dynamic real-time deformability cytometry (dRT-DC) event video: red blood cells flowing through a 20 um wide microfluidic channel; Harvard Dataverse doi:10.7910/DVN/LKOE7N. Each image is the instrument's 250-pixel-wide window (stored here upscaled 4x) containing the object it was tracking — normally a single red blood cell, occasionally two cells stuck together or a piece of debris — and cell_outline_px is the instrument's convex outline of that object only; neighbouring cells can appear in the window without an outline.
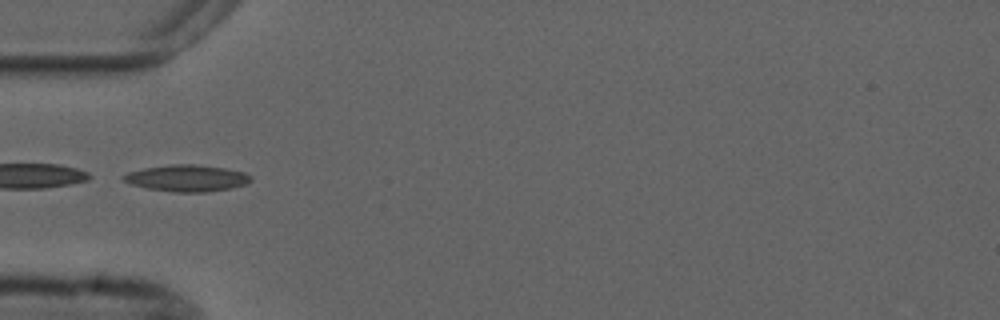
{"species": "common noctule bat (a hibernating species)", "species_latin": "Nyctalus noctula", "temperature_condition": "cold", "stored_images_in_passage": 2, "camera_frame_rate_fps": 3000, "um_per_image_px": 0.085, "animal": {"sex": "male", "forearm_length_mm": 52.5}, "frame": {"image": 1, "passage_image": 1, "time_ms": 0.0, "image_size_px": [1000, 320], "cell_outline_px": [[252, 180], [244, 184], [232, 188], [204, 192], [172, 192], [148, 188], [132, 184], [124, 180], [120, 176], [128, 172], [144, 168], [172, 164], [192, 164], [224, 168], [244, 172], [252, 176]], "centroid_in_image_um": [15.89, 15.14], "position_along_channel_um": 69.1, "area_um2": 19.59}}
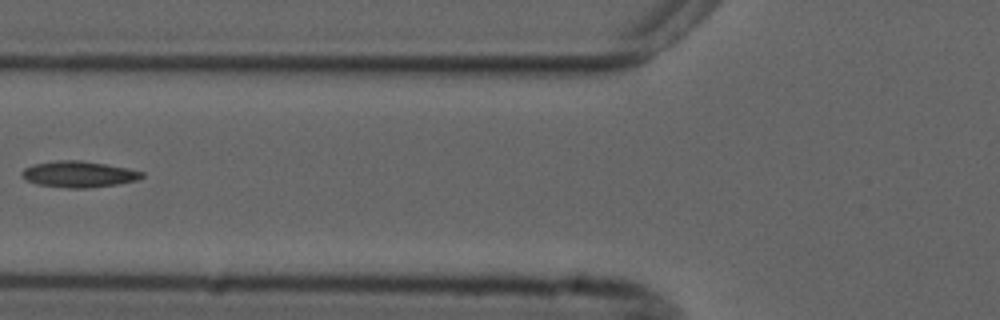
{"frame": {"image": 2, "passage_image": 2, "time_ms": 1.333, "image_size_px": [1000, 320], "cell_outline_px": [[144, 176], [136, 180], [116, 184], [84, 188], [68, 188], [36, 184], [20, 176], [20, 172], [24, 168], [32, 164], [60, 160], [80, 160], [128, 168], [144, 172]], "centroid_in_image_um": [6.65, 14.8], "position_along_channel_um": 119.1, "area_um2": 18.21}}